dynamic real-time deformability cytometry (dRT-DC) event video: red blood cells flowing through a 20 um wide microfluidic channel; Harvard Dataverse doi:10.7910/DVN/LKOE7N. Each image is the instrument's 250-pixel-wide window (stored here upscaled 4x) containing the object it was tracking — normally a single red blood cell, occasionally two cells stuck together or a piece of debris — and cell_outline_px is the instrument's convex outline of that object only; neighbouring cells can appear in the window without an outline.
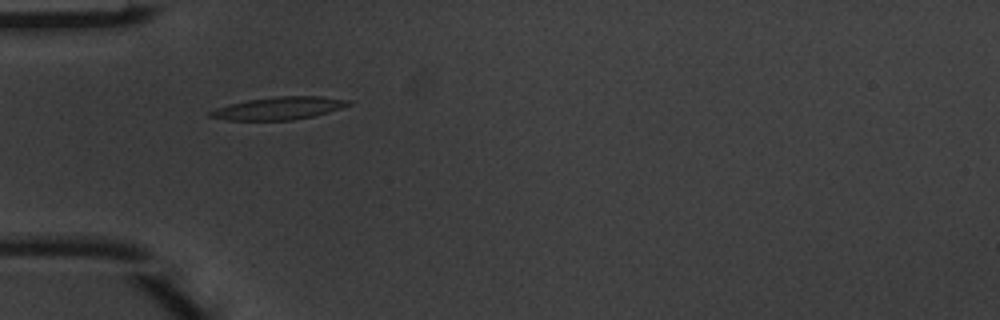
{"species": "common noctule bat (a hibernating species)", "species_latin": "Nyctalus noctula", "temperature_condition": "warm", "stored_images_in_passage": 3, "camera_frame_rate_fps": 3000, "um_per_image_px": 0.085, "animal": {"sex": "male", "body_mass_g": 20.1, "forearm_length_mm": 53.5}, "frame": {"image": 1, "passage_image": 1, "time_ms": 0.0, "image_size_px": [1000, 320], "cell_outline_px": [[352, 104], [328, 112], [312, 116], [292, 120], [228, 120], [208, 116], [208, 112], [216, 108], [228, 104], [248, 100], [276, 96], [320, 96], [352, 100]], "centroid_in_image_um": [23.7, 9.19], "position_along_channel_um": 61.3, "area_um2": 18.21}}
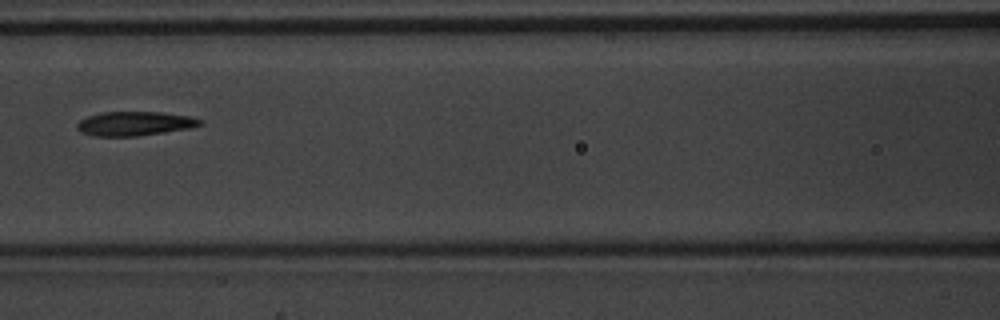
{"frame": {"image": 2, "passage_image": 3, "time_ms": 0.667, "image_size_px": [1000, 320], "cell_outline_px": [[204, 124], [192, 128], [136, 136], [96, 136], [80, 132], [76, 128], [76, 124], [80, 120], [88, 116], [100, 112], [164, 112], [188, 116], [204, 120]], "centroid_in_image_um": [11.47, 10.5], "position_along_channel_um": 155.1, "area_um2": 17.46}}